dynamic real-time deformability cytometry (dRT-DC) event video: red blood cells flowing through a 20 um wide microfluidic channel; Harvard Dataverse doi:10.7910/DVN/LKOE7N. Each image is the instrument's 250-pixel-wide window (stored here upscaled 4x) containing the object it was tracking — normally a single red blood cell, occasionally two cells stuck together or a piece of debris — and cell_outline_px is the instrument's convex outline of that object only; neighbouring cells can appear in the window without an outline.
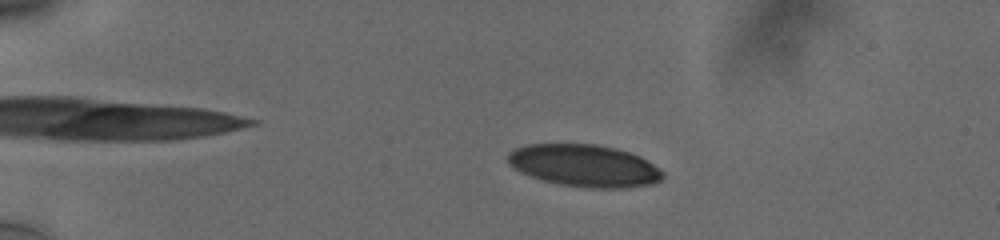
{"species": "human", "species_latin": "Homo sapiens", "temperature_condition": "cold", "stored_images_in_passage": 56, "camera_frame_rate_fps": 3000, "um_per_image_px": 0.085, "donor": {"sex": "male"}, "frame": {"image": 1, "passage_image": 13, "time_ms": 4.0, "image_size_px": [1000, 240], "cell_outline_px": [[664, 176], [660, 180], [652, 184], [624, 188], [584, 188], [560, 184], [544, 180], [520, 172], [508, 164], [508, 152], [516, 148], [528, 144], [596, 144], [616, 148], [640, 156], [664, 172]], "centroid_in_image_um": [49.67, 14.08], "position_along_channel_um": 35.3, "area_um2": 38.03}}
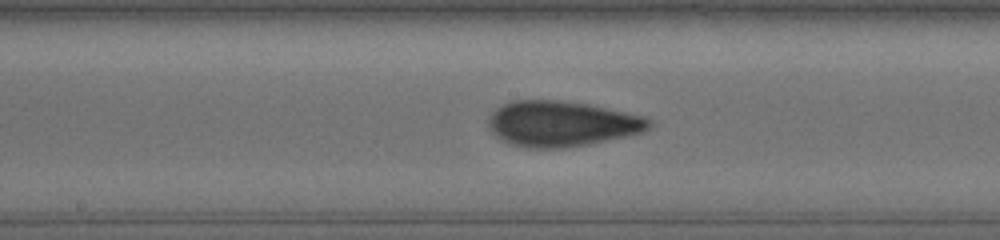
{"frame": {"image": 2, "passage_image": 32, "time_ms": 10.333, "image_size_px": [1000, 240], "cell_outline_px": [[652, 124], [644, 132], [588, 144], [564, 148], [528, 148], [512, 144], [500, 140], [488, 128], [488, 116], [496, 108], [512, 100], [560, 100], [588, 104], [648, 116], [652, 120]], "centroid_in_image_um": [47.74, 10.51], "position_along_channel_um": 200.5, "area_um2": 42.95}}
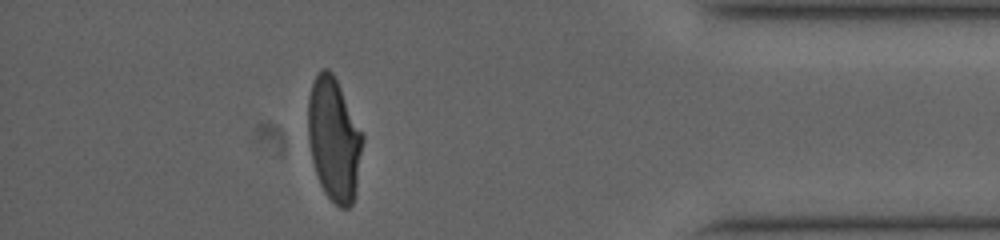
{"frame": {"image": 3, "passage_image": 51, "time_ms": 16.667, "image_size_px": [1000, 240], "cell_outline_px": [[364, 140], [356, 192], [352, 204], [348, 208], [340, 208], [324, 192], [320, 184], [312, 160], [308, 144], [308, 96], [312, 80], [320, 68], [328, 68], [332, 72], [364, 136]], "centroid_in_image_um": [28.38, 11.84], "position_along_channel_um": 406.8, "area_um2": 39.36}, "authors_computed_cell_mechanics": {"area_um2": 40.3733, "velocity_mm_per_s": 3.7731, "shape_relaxation_time_tau1_ms": 10.1821, "shape_relaxation_time_tau2_ms": 1.1787, "deformation_change_tau1": 0.2632, "deformation_change_tau2": 0.0764}}